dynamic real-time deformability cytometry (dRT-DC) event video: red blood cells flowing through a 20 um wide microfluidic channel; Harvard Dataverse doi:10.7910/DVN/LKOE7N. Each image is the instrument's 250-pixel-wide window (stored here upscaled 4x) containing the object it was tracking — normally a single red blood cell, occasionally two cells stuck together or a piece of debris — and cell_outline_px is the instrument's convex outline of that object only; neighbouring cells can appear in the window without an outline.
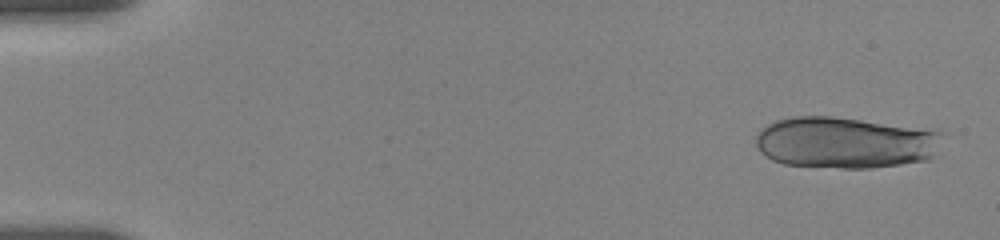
{"species": "human", "species_latin": "Homo sapiens", "temperature_condition": "room temperature", "stored_images_in_passage": 18, "camera_frame_rate_fps": 3000, "um_per_image_px": 0.085, "donor": {"sex": "female"}, "frame": {"image": 1, "passage_image": 1, "time_ms": 0.0, "image_size_px": [1000, 240], "cell_outline_px": [[948, 132], [932, 156], [928, 160], [872, 168], [840, 168], [784, 164], [772, 160], [764, 156], [760, 152], [756, 144], [756, 136], [760, 128], [776, 120], [792, 116], [832, 116], [940, 128]], "centroid_in_image_um": [71.94, 12.09], "position_along_channel_um": 13.1, "area_um2": 57.45}}